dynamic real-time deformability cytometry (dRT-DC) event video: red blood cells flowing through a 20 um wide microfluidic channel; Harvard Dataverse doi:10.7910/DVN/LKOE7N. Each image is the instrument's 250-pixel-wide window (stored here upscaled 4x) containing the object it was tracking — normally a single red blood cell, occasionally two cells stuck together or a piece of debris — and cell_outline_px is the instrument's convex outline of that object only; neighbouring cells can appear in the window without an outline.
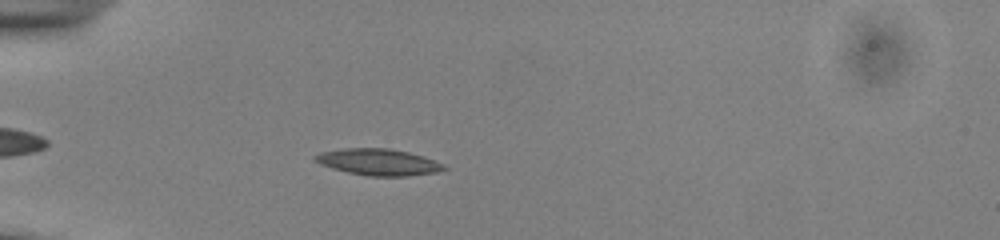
{"species": "common noctule bat (a hibernating species)", "species_latin": "Nyctalus noctula", "temperature_condition": "cold", "stored_images_in_passage": 40, "camera_frame_rate_fps": 3000, "um_per_image_px": 0.085, "animal": {"sex": "male", "body_mass_g": 13.0, "forearm_length_mm": 53.1}, "frame": {"image": 1, "passage_image": 3, "time_ms": 0.667, "image_size_px": [1000, 240], "cell_outline_px": [[448, 168], [436, 172], [408, 176], [368, 176], [348, 172], [332, 168], [320, 164], [312, 160], [312, 156], [320, 152], [344, 148], [388, 148], [408, 152], [444, 164]], "centroid_in_image_um": [32.1, 13.77], "position_along_channel_um": 52.9, "area_um2": 19.83}}
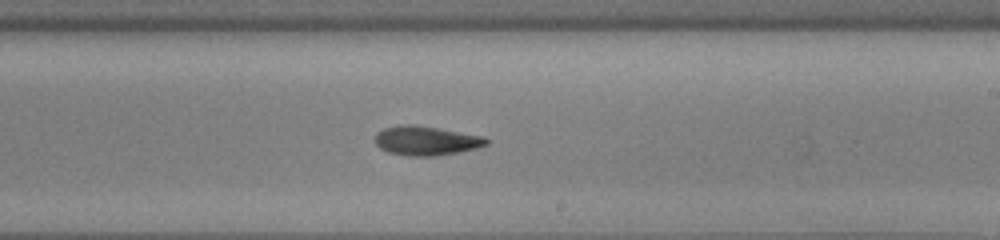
{"frame": {"image": 2, "passage_image": 20, "time_ms": 6.333, "image_size_px": [1000, 240], "cell_outline_px": [[488, 144], [476, 148], [460, 152], [436, 156], [408, 156], [388, 152], [380, 148], [376, 144], [376, 132], [384, 128], [404, 124], [412, 124], [484, 136], [488, 140]], "centroid_in_image_um": [36.22, 11.96], "position_along_channel_um": 252.8, "area_um2": 18.9}}
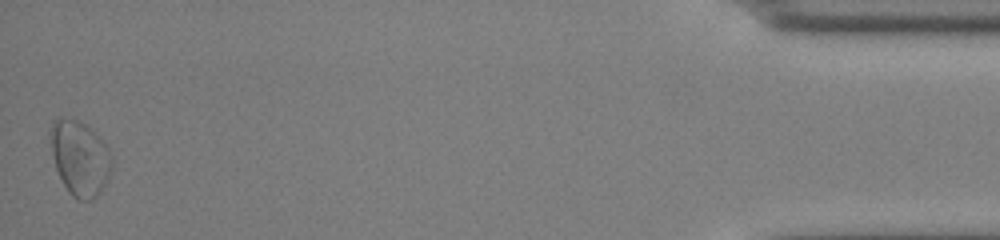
{"frame": {"image": 3, "passage_image": 40, "time_ms": 13.0, "image_size_px": [1000, 240], "cell_outline_px": [[112, 164], [108, 176], [100, 192], [92, 200], [76, 200], [68, 192], [56, 168], [52, 152], [48, 132], [52, 124], [60, 116], [80, 120], [88, 124], [100, 136], [108, 148], [112, 156]], "centroid_in_image_um": [6.78, 13.38], "position_along_channel_um": 428.4, "area_um2": 27.05}, "authors_computed_cell_mechanics": {"area_um2": 18.8428, "velocity_mm_per_s": 3.8689, "shape_relaxation_time_tau1_ms": 6.464, "shape_relaxation_time_tau2_ms": null, "deformation_change_tau1": 0.1603, "deformation_change_tau2": null}}